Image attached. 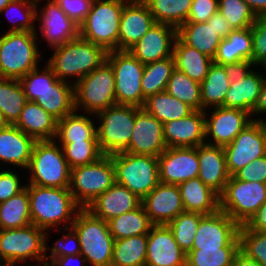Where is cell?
<instances>
[{"mask_svg":"<svg viewBox=\"0 0 266 266\" xmlns=\"http://www.w3.org/2000/svg\"><path fill=\"white\" fill-rule=\"evenodd\" d=\"M74 111L64 118L57 121V134L55 140L58 144L83 142L84 140H98L97 139V125L94 124V118L89 117V113L78 114ZM93 118V119H92Z\"/></svg>","mask_w":266,"mask_h":266,"instance_id":"34","label":"cell"},{"mask_svg":"<svg viewBox=\"0 0 266 266\" xmlns=\"http://www.w3.org/2000/svg\"><path fill=\"white\" fill-rule=\"evenodd\" d=\"M0 203L8 200L12 196L19 194L26 187L21 185V179L12 169L0 168Z\"/></svg>","mask_w":266,"mask_h":266,"instance_id":"55","label":"cell"},{"mask_svg":"<svg viewBox=\"0 0 266 266\" xmlns=\"http://www.w3.org/2000/svg\"><path fill=\"white\" fill-rule=\"evenodd\" d=\"M32 224L29 193L19 194L0 203V229L22 228Z\"/></svg>","mask_w":266,"mask_h":266,"instance_id":"38","label":"cell"},{"mask_svg":"<svg viewBox=\"0 0 266 266\" xmlns=\"http://www.w3.org/2000/svg\"><path fill=\"white\" fill-rule=\"evenodd\" d=\"M233 266H262L256 260L247 256L241 250H239L235 256L234 265Z\"/></svg>","mask_w":266,"mask_h":266,"instance_id":"63","label":"cell"},{"mask_svg":"<svg viewBox=\"0 0 266 266\" xmlns=\"http://www.w3.org/2000/svg\"><path fill=\"white\" fill-rule=\"evenodd\" d=\"M95 0H55L65 14L79 26L84 22Z\"/></svg>","mask_w":266,"mask_h":266,"instance_id":"54","label":"cell"},{"mask_svg":"<svg viewBox=\"0 0 266 266\" xmlns=\"http://www.w3.org/2000/svg\"><path fill=\"white\" fill-rule=\"evenodd\" d=\"M238 237L240 250L262 266H266V232L252 231L241 225Z\"/></svg>","mask_w":266,"mask_h":266,"instance_id":"51","label":"cell"},{"mask_svg":"<svg viewBox=\"0 0 266 266\" xmlns=\"http://www.w3.org/2000/svg\"><path fill=\"white\" fill-rule=\"evenodd\" d=\"M264 80L263 73L252 70L243 80L230 83V88L221 107L241 109L251 114Z\"/></svg>","mask_w":266,"mask_h":266,"instance_id":"30","label":"cell"},{"mask_svg":"<svg viewBox=\"0 0 266 266\" xmlns=\"http://www.w3.org/2000/svg\"><path fill=\"white\" fill-rule=\"evenodd\" d=\"M173 57L175 68L184 72L190 79L201 83L207 76L213 59L197 49L186 45L178 36L174 43Z\"/></svg>","mask_w":266,"mask_h":266,"instance_id":"33","label":"cell"},{"mask_svg":"<svg viewBox=\"0 0 266 266\" xmlns=\"http://www.w3.org/2000/svg\"><path fill=\"white\" fill-rule=\"evenodd\" d=\"M71 227L77 233L81 254L90 266H111L115 239L108 222L81 208Z\"/></svg>","mask_w":266,"mask_h":266,"instance_id":"5","label":"cell"},{"mask_svg":"<svg viewBox=\"0 0 266 266\" xmlns=\"http://www.w3.org/2000/svg\"><path fill=\"white\" fill-rule=\"evenodd\" d=\"M245 226L252 231L266 232V201L259 207Z\"/></svg>","mask_w":266,"mask_h":266,"instance_id":"60","label":"cell"},{"mask_svg":"<svg viewBox=\"0 0 266 266\" xmlns=\"http://www.w3.org/2000/svg\"><path fill=\"white\" fill-rule=\"evenodd\" d=\"M230 176L266 155V130L261 120H253L229 144L224 146Z\"/></svg>","mask_w":266,"mask_h":266,"instance_id":"14","label":"cell"},{"mask_svg":"<svg viewBox=\"0 0 266 266\" xmlns=\"http://www.w3.org/2000/svg\"><path fill=\"white\" fill-rule=\"evenodd\" d=\"M239 225L222 210L204 215L195 235L192 250L240 248Z\"/></svg>","mask_w":266,"mask_h":266,"instance_id":"15","label":"cell"},{"mask_svg":"<svg viewBox=\"0 0 266 266\" xmlns=\"http://www.w3.org/2000/svg\"><path fill=\"white\" fill-rule=\"evenodd\" d=\"M36 140L15 125L0 131V161L26 170Z\"/></svg>","mask_w":266,"mask_h":266,"instance_id":"27","label":"cell"},{"mask_svg":"<svg viewBox=\"0 0 266 266\" xmlns=\"http://www.w3.org/2000/svg\"><path fill=\"white\" fill-rule=\"evenodd\" d=\"M12 0H0V13Z\"/></svg>","mask_w":266,"mask_h":266,"instance_id":"66","label":"cell"},{"mask_svg":"<svg viewBox=\"0 0 266 266\" xmlns=\"http://www.w3.org/2000/svg\"><path fill=\"white\" fill-rule=\"evenodd\" d=\"M216 12H218V0H192L186 22H207Z\"/></svg>","mask_w":266,"mask_h":266,"instance_id":"57","label":"cell"},{"mask_svg":"<svg viewBox=\"0 0 266 266\" xmlns=\"http://www.w3.org/2000/svg\"><path fill=\"white\" fill-rule=\"evenodd\" d=\"M27 184L51 188H69L71 168L56 140L36 141L28 165Z\"/></svg>","mask_w":266,"mask_h":266,"instance_id":"6","label":"cell"},{"mask_svg":"<svg viewBox=\"0 0 266 266\" xmlns=\"http://www.w3.org/2000/svg\"><path fill=\"white\" fill-rule=\"evenodd\" d=\"M143 108L163 124L189 115L193 109L166 91L149 96Z\"/></svg>","mask_w":266,"mask_h":266,"instance_id":"39","label":"cell"},{"mask_svg":"<svg viewBox=\"0 0 266 266\" xmlns=\"http://www.w3.org/2000/svg\"><path fill=\"white\" fill-rule=\"evenodd\" d=\"M23 9V10H22ZM37 4L36 0H12L0 13L3 12L6 14L7 18H9L10 22H12L11 29H8V32H23L30 31L35 32V22H36V12H37ZM12 10L15 12H19L17 17H21L20 21H16L18 18L13 17L9 14ZM13 11V12H14ZM9 13V14H8ZM14 15V14H13ZM22 15V16H21ZM19 17V19H20ZM16 18V19H14ZM13 19V20H12Z\"/></svg>","mask_w":266,"mask_h":266,"instance_id":"49","label":"cell"},{"mask_svg":"<svg viewBox=\"0 0 266 266\" xmlns=\"http://www.w3.org/2000/svg\"><path fill=\"white\" fill-rule=\"evenodd\" d=\"M266 201V184L246 182L230 176L220 195V210L239 226L245 225Z\"/></svg>","mask_w":266,"mask_h":266,"instance_id":"13","label":"cell"},{"mask_svg":"<svg viewBox=\"0 0 266 266\" xmlns=\"http://www.w3.org/2000/svg\"><path fill=\"white\" fill-rule=\"evenodd\" d=\"M197 154L199 161L198 178L220 196L230 178L224 147L204 143L197 146Z\"/></svg>","mask_w":266,"mask_h":266,"instance_id":"25","label":"cell"},{"mask_svg":"<svg viewBox=\"0 0 266 266\" xmlns=\"http://www.w3.org/2000/svg\"><path fill=\"white\" fill-rule=\"evenodd\" d=\"M253 45L251 27L234 29L222 39L213 62L217 64H231L240 61H252Z\"/></svg>","mask_w":266,"mask_h":266,"instance_id":"31","label":"cell"},{"mask_svg":"<svg viewBox=\"0 0 266 266\" xmlns=\"http://www.w3.org/2000/svg\"><path fill=\"white\" fill-rule=\"evenodd\" d=\"M75 261H78L80 264L77 266H83L87 263L85 257L79 253L76 255L70 254L66 256L55 257L47 266H75L76 264H73Z\"/></svg>","mask_w":266,"mask_h":266,"instance_id":"61","label":"cell"},{"mask_svg":"<svg viewBox=\"0 0 266 266\" xmlns=\"http://www.w3.org/2000/svg\"><path fill=\"white\" fill-rule=\"evenodd\" d=\"M0 266H13V265H9V264H0Z\"/></svg>","mask_w":266,"mask_h":266,"instance_id":"69","label":"cell"},{"mask_svg":"<svg viewBox=\"0 0 266 266\" xmlns=\"http://www.w3.org/2000/svg\"><path fill=\"white\" fill-rule=\"evenodd\" d=\"M178 188L185 211L209 215L220 209V196L198 177L180 183Z\"/></svg>","mask_w":266,"mask_h":266,"instance_id":"29","label":"cell"},{"mask_svg":"<svg viewBox=\"0 0 266 266\" xmlns=\"http://www.w3.org/2000/svg\"><path fill=\"white\" fill-rule=\"evenodd\" d=\"M141 203L154 225H167L185 211L178 185L173 184L159 183Z\"/></svg>","mask_w":266,"mask_h":266,"instance_id":"23","label":"cell"},{"mask_svg":"<svg viewBox=\"0 0 266 266\" xmlns=\"http://www.w3.org/2000/svg\"><path fill=\"white\" fill-rule=\"evenodd\" d=\"M218 11L233 29L252 27L256 15L243 0H218Z\"/></svg>","mask_w":266,"mask_h":266,"instance_id":"50","label":"cell"},{"mask_svg":"<svg viewBox=\"0 0 266 266\" xmlns=\"http://www.w3.org/2000/svg\"><path fill=\"white\" fill-rule=\"evenodd\" d=\"M167 148L163 123L144 108L135 106V123L128 147L123 151L158 157Z\"/></svg>","mask_w":266,"mask_h":266,"instance_id":"17","label":"cell"},{"mask_svg":"<svg viewBox=\"0 0 266 266\" xmlns=\"http://www.w3.org/2000/svg\"><path fill=\"white\" fill-rule=\"evenodd\" d=\"M156 22L142 0H128L119 25L118 51H128Z\"/></svg>","mask_w":266,"mask_h":266,"instance_id":"22","label":"cell"},{"mask_svg":"<svg viewBox=\"0 0 266 266\" xmlns=\"http://www.w3.org/2000/svg\"><path fill=\"white\" fill-rule=\"evenodd\" d=\"M106 61L111 65L115 75L116 104L143 108L141 80L144 71L142 64L129 51H109Z\"/></svg>","mask_w":266,"mask_h":266,"instance_id":"12","label":"cell"},{"mask_svg":"<svg viewBox=\"0 0 266 266\" xmlns=\"http://www.w3.org/2000/svg\"><path fill=\"white\" fill-rule=\"evenodd\" d=\"M128 0H95L79 36L103 47L107 52L118 50L119 25L122 9Z\"/></svg>","mask_w":266,"mask_h":266,"instance_id":"7","label":"cell"},{"mask_svg":"<svg viewBox=\"0 0 266 266\" xmlns=\"http://www.w3.org/2000/svg\"><path fill=\"white\" fill-rule=\"evenodd\" d=\"M233 176L246 182L255 181L266 184V155L247 164Z\"/></svg>","mask_w":266,"mask_h":266,"instance_id":"56","label":"cell"},{"mask_svg":"<svg viewBox=\"0 0 266 266\" xmlns=\"http://www.w3.org/2000/svg\"><path fill=\"white\" fill-rule=\"evenodd\" d=\"M223 67L229 82L237 83V81L243 80L253 70L252 67L256 68V65L252 61L246 60L237 63L224 64Z\"/></svg>","mask_w":266,"mask_h":266,"instance_id":"58","label":"cell"},{"mask_svg":"<svg viewBox=\"0 0 266 266\" xmlns=\"http://www.w3.org/2000/svg\"><path fill=\"white\" fill-rule=\"evenodd\" d=\"M75 110L96 115L116 105L115 75L105 61L100 67L74 84Z\"/></svg>","mask_w":266,"mask_h":266,"instance_id":"9","label":"cell"},{"mask_svg":"<svg viewBox=\"0 0 266 266\" xmlns=\"http://www.w3.org/2000/svg\"><path fill=\"white\" fill-rule=\"evenodd\" d=\"M26 103L19 80L0 77V112L9 125L17 123Z\"/></svg>","mask_w":266,"mask_h":266,"instance_id":"41","label":"cell"},{"mask_svg":"<svg viewBox=\"0 0 266 266\" xmlns=\"http://www.w3.org/2000/svg\"><path fill=\"white\" fill-rule=\"evenodd\" d=\"M37 31L8 32L0 35V77L19 80L42 60Z\"/></svg>","mask_w":266,"mask_h":266,"instance_id":"3","label":"cell"},{"mask_svg":"<svg viewBox=\"0 0 266 266\" xmlns=\"http://www.w3.org/2000/svg\"><path fill=\"white\" fill-rule=\"evenodd\" d=\"M205 110H193L181 119L163 124L164 141L170 147H197L205 142Z\"/></svg>","mask_w":266,"mask_h":266,"instance_id":"24","label":"cell"},{"mask_svg":"<svg viewBox=\"0 0 266 266\" xmlns=\"http://www.w3.org/2000/svg\"><path fill=\"white\" fill-rule=\"evenodd\" d=\"M200 85L202 110L210 111V108L221 107L224 104L230 82L223 65L213 62Z\"/></svg>","mask_w":266,"mask_h":266,"instance_id":"37","label":"cell"},{"mask_svg":"<svg viewBox=\"0 0 266 266\" xmlns=\"http://www.w3.org/2000/svg\"><path fill=\"white\" fill-rule=\"evenodd\" d=\"M9 124L6 122L4 116L0 112V131L5 129Z\"/></svg>","mask_w":266,"mask_h":266,"instance_id":"65","label":"cell"},{"mask_svg":"<svg viewBox=\"0 0 266 266\" xmlns=\"http://www.w3.org/2000/svg\"><path fill=\"white\" fill-rule=\"evenodd\" d=\"M203 216L201 213L184 211L167 224L173 232L175 241L186 254L192 250L200 219Z\"/></svg>","mask_w":266,"mask_h":266,"instance_id":"45","label":"cell"},{"mask_svg":"<svg viewBox=\"0 0 266 266\" xmlns=\"http://www.w3.org/2000/svg\"><path fill=\"white\" fill-rule=\"evenodd\" d=\"M34 102L58 121L75 111L74 84L58 79Z\"/></svg>","mask_w":266,"mask_h":266,"instance_id":"32","label":"cell"},{"mask_svg":"<svg viewBox=\"0 0 266 266\" xmlns=\"http://www.w3.org/2000/svg\"><path fill=\"white\" fill-rule=\"evenodd\" d=\"M141 199L126 187L114 183L86 208L93 215L108 222L112 218L127 213L141 204Z\"/></svg>","mask_w":266,"mask_h":266,"instance_id":"26","label":"cell"},{"mask_svg":"<svg viewBox=\"0 0 266 266\" xmlns=\"http://www.w3.org/2000/svg\"><path fill=\"white\" fill-rule=\"evenodd\" d=\"M67 234L63 235L60 239L56 240L53 247L50 249V255L45 256V265H48L55 257L66 256V255H76L81 252V246L77 233L72 227L65 228ZM69 242V243H68ZM48 255V256H47Z\"/></svg>","mask_w":266,"mask_h":266,"instance_id":"52","label":"cell"},{"mask_svg":"<svg viewBox=\"0 0 266 266\" xmlns=\"http://www.w3.org/2000/svg\"><path fill=\"white\" fill-rule=\"evenodd\" d=\"M32 224L45 231L71 227L81 207L75 202L69 188H51L27 184ZM63 228H58L61 224ZM58 229H57V228Z\"/></svg>","mask_w":266,"mask_h":266,"instance_id":"1","label":"cell"},{"mask_svg":"<svg viewBox=\"0 0 266 266\" xmlns=\"http://www.w3.org/2000/svg\"><path fill=\"white\" fill-rule=\"evenodd\" d=\"M174 69L173 55L163 60L145 64L141 80L143 97L147 99L151 95L164 92Z\"/></svg>","mask_w":266,"mask_h":266,"instance_id":"43","label":"cell"},{"mask_svg":"<svg viewBox=\"0 0 266 266\" xmlns=\"http://www.w3.org/2000/svg\"><path fill=\"white\" fill-rule=\"evenodd\" d=\"M159 181L179 185L198 177L199 161L197 147H170L159 156Z\"/></svg>","mask_w":266,"mask_h":266,"instance_id":"19","label":"cell"},{"mask_svg":"<svg viewBox=\"0 0 266 266\" xmlns=\"http://www.w3.org/2000/svg\"><path fill=\"white\" fill-rule=\"evenodd\" d=\"M176 38L174 26L156 22L128 51L145 65L171 57Z\"/></svg>","mask_w":266,"mask_h":266,"instance_id":"21","label":"cell"},{"mask_svg":"<svg viewBox=\"0 0 266 266\" xmlns=\"http://www.w3.org/2000/svg\"><path fill=\"white\" fill-rule=\"evenodd\" d=\"M97 139L104 155L123 152L129 145L135 123V106L113 105L99 111Z\"/></svg>","mask_w":266,"mask_h":266,"instance_id":"11","label":"cell"},{"mask_svg":"<svg viewBox=\"0 0 266 266\" xmlns=\"http://www.w3.org/2000/svg\"><path fill=\"white\" fill-rule=\"evenodd\" d=\"M147 234L114 241L111 266H145Z\"/></svg>","mask_w":266,"mask_h":266,"instance_id":"40","label":"cell"},{"mask_svg":"<svg viewBox=\"0 0 266 266\" xmlns=\"http://www.w3.org/2000/svg\"><path fill=\"white\" fill-rule=\"evenodd\" d=\"M41 1L44 0H36V20L40 21L42 40L46 39L51 49L79 37V25L65 14L55 0H48L38 9Z\"/></svg>","mask_w":266,"mask_h":266,"instance_id":"18","label":"cell"},{"mask_svg":"<svg viewBox=\"0 0 266 266\" xmlns=\"http://www.w3.org/2000/svg\"><path fill=\"white\" fill-rule=\"evenodd\" d=\"M115 183L111 155H104L88 165L71 169L69 190L81 208H87L98 196Z\"/></svg>","mask_w":266,"mask_h":266,"instance_id":"10","label":"cell"},{"mask_svg":"<svg viewBox=\"0 0 266 266\" xmlns=\"http://www.w3.org/2000/svg\"><path fill=\"white\" fill-rule=\"evenodd\" d=\"M240 248L191 250L186 256V266H233Z\"/></svg>","mask_w":266,"mask_h":266,"instance_id":"47","label":"cell"},{"mask_svg":"<svg viewBox=\"0 0 266 266\" xmlns=\"http://www.w3.org/2000/svg\"><path fill=\"white\" fill-rule=\"evenodd\" d=\"M257 120H261L262 121V123H263V125H264V128H265V130H266V119H261L260 117L259 118H256Z\"/></svg>","mask_w":266,"mask_h":266,"instance_id":"67","label":"cell"},{"mask_svg":"<svg viewBox=\"0 0 266 266\" xmlns=\"http://www.w3.org/2000/svg\"><path fill=\"white\" fill-rule=\"evenodd\" d=\"M155 22L178 29L187 21L192 0H144Z\"/></svg>","mask_w":266,"mask_h":266,"instance_id":"42","label":"cell"},{"mask_svg":"<svg viewBox=\"0 0 266 266\" xmlns=\"http://www.w3.org/2000/svg\"><path fill=\"white\" fill-rule=\"evenodd\" d=\"M266 76V75H265ZM260 114L262 118V114H266V77L260 91V95L258 96L257 102L251 112V116H256Z\"/></svg>","mask_w":266,"mask_h":266,"instance_id":"62","label":"cell"},{"mask_svg":"<svg viewBox=\"0 0 266 266\" xmlns=\"http://www.w3.org/2000/svg\"><path fill=\"white\" fill-rule=\"evenodd\" d=\"M207 24H212L215 31L218 33V36L221 39L226 38L230 32H232L234 29L230 25L229 21L226 20L220 12L214 13L208 20Z\"/></svg>","mask_w":266,"mask_h":266,"instance_id":"59","label":"cell"},{"mask_svg":"<svg viewBox=\"0 0 266 266\" xmlns=\"http://www.w3.org/2000/svg\"><path fill=\"white\" fill-rule=\"evenodd\" d=\"M53 49L54 52L46 63L58 79L70 82V76L72 79L74 77L73 84L100 67L108 54L103 47L80 36Z\"/></svg>","mask_w":266,"mask_h":266,"instance_id":"2","label":"cell"},{"mask_svg":"<svg viewBox=\"0 0 266 266\" xmlns=\"http://www.w3.org/2000/svg\"><path fill=\"white\" fill-rule=\"evenodd\" d=\"M36 141L55 140L57 120L34 101H27L15 124Z\"/></svg>","mask_w":266,"mask_h":266,"instance_id":"28","label":"cell"},{"mask_svg":"<svg viewBox=\"0 0 266 266\" xmlns=\"http://www.w3.org/2000/svg\"><path fill=\"white\" fill-rule=\"evenodd\" d=\"M64 157L70 168L88 165L99 160L102 153L98 140H84L83 142L60 143Z\"/></svg>","mask_w":266,"mask_h":266,"instance_id":"46","label":"cell"},{"mask_svg":"<svg viewBox=\"0 0 266 266\" xmlns=\"http://www.w3.org/2000/svg\"><path fill=\"white\" fill-rule=\"evenodd\" d=\"M262 66H263L264 68H263ZM260 67L263 68V69H264V72L266 73V61H265Z\"/></svg>","mask_w":266,"mask_h":266,"instance_id":"68","label":"cell"},{"mask_svg":"<svg viewBox=\"0 0 266 266\" xmlns=\"http://www.w3.org/2000/svg\"><path fill=\"white\" fill-rule=\"evenodd\" d=\"M165 91L193 110H202L201 85L190 79L184 72L175 68Z\"/></svg>","mask_w":266,"mask_h":266,"instance_id":"44","label":"cell"},{"mask_svg":"<svg viewBox=\"0 0 266 266\" xmlns=\"http://www.w3.org/2000/svg\"><path fill=\"white\" fill-rule=\"evenodd\" d=\"M177 36L186 44L199 52L211 57H215L221 38L207 22H185L177 29Z\"/></svg>","mask_w":266,"mask_h":266,"instance_id":"35","label":"cell"},{"mask_svg":"<svg viewBox=\"0 0 266 266\" xmlns=\"http://www.w3.org/2000/svg\"><path fill=\"white\" fill-rule=\"evenodd\" d=\"M111 158L115 183L126 187L141 200L160 183L158 157L119 152Z\"/></svg>","mask_w":266,"mask_h":266,"instance_id":"8","label":"cell"},{"mask_svg":"<svg viewBox=\"0 0 266 266\" xmlns=\"http://www.w3.org/2000/svg\"><path fill=\"white\" fill-rule=\"evenodd\" d=\"M211 109L213 111L210 115L205 110V142L210 145L224 147L231 143L248 124L257 120L256 117H251L249 112L241 109L224 107Z\"/></svg>","mask_w":266,"mask_h":266,"instance_id":"16","label":"cell"},{"mask_svg":"<svg viewBox=\"0 0 266 266\" xmlns=\"http://www.w3.org/2000/svg\"><path fill=\"white\" fill-rule=\"evenodd\" d=\"M41 71V72H40ZM58 80L52 68L45 63L41 70L39 67L34 68L29 73L19 79V82L26 95L27 101H35L45 90Z\"/></svg>","mask_w":266,"mask_h":266,"instance_id":"48","label":"cell"},{"mask_svg":"<svg viewBox=\"0 0 266 266\" xmlns=\"http://www.w3.org/2000/svg\"><path fill=\"white\" fill-rule=\"evenodd\" d=\"M48 232L34 224L22 228L0 229V264L26 263L33 259L37 266L45 265V256L49 248Z\"/></svg>","mask_w":266,"mask_h":266,"instance_id":"4","label":"cell"},{"mask_svg":"<svg viewBox=\"0 0 266 266\" xmlns=\"http://www.w3.org/2000/svg\"><path fill=\"white\" fill-rule=\"evenodd\" d=\"M109 230L115 240L148 234L154 225L146 214L142 203L135 209L108 221Z\"/></svg>","mask_w":266,"mask_h":266,"instance_id":"36","label":"cell"},{"mask_svg":"<svg viewBox=\"0 0 266 266\" xmlns=\"http://www.w3.org/2000/svg\"><path fill=\"white\" fill-rule=\"evenodd\" d=\"M256 16L266 15V0H243Z\"/></svg>","mask_w":266,"mask_h":266,"instance_id":"64","label":"cell"},{"mask_svg":"<svg viewBox=\"0 0 266 266\" xmlns=\"http://www.w3.org/2000/svg\"><path fill=\"white\" fill-rule=\"evenodd\" d=\"M145 266H186L187 254L175 241L168 225H153L147 234Z\"/></svg>","mask_w":266,"mask_h":266,"instance_id":"20","label":"cell"},{"mask_svg":"<svg viewBox=\"0 0 266 266\" xmlns=\"http://www.w3.org/2000/svg\"><path fill=\"white\" fill-rule=\"evenodd\" d=\"M253 56L252 62L261 66L266 61V15L256 16L251 27Z\"/></svg>","mask_w":266,"mask_h":266,"instance_id":"53","label":"cell"}]
</instances>
